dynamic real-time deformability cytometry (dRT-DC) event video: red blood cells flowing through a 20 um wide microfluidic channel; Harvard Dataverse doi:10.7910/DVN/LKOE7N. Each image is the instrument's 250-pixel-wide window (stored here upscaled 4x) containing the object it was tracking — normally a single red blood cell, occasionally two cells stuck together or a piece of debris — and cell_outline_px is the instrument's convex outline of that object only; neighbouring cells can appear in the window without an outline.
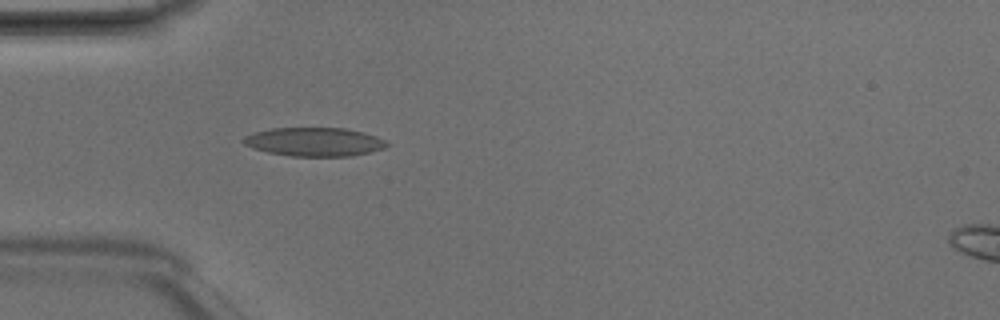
{"species": "Egyptian fruit bat (a non-hibernating species)", "species_latin": "Rousettus aegyptiacus", "temperature_condition": "room temperature", "stored_images_in_passage": 4, "camera_frame_rate_fps": 3000, "um_per_image_px": 0.085, "animal": {"sex": "male"}, "frame": {"image": 1, "passage_image": 4, "time_ms": 1.0, "image_size_px": [1000, 320], "cell_outline_px": [[392, 144], [384, 148], [352, 156], [292, 156], [268, 152], [252, 148], [244, 144], [244, 136], [256, 132], [272, 128], [344, 128], [376, 136], [388, 140]], "centroid_in_image_um": [26.76, 12.06], "position_along_channel_um": 58.2, "area_um2": 23.87}}